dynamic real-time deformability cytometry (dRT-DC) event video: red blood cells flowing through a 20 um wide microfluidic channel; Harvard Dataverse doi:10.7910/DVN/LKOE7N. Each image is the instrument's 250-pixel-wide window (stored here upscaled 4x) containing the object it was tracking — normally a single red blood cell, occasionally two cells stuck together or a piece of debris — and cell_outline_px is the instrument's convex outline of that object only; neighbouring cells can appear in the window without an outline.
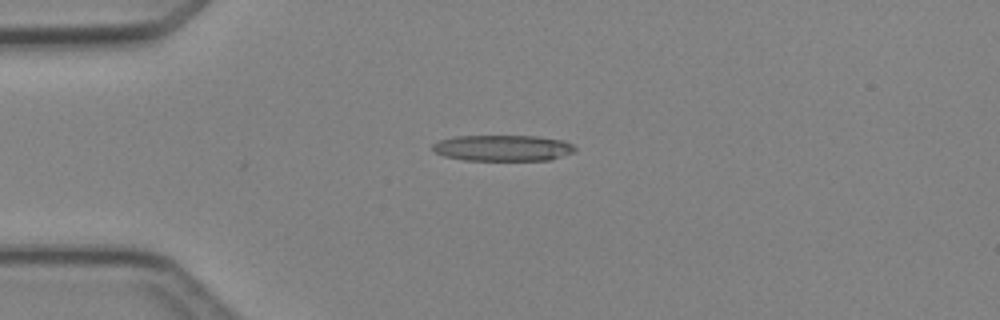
{"species": "Egyptian fruit bat (a non-hibernating species)", "species_latin": "Rousettus aegyptiacus", "temperature_condition": "cold", "stored_images_in_passage": 3, "camera_frame_rate_fps": 3000, "um_per_image_px": 0.085, "animal": {"sex": "female"}, "frame": {"image": 1, "passage_image": 1, "time_ms": 0.0, "image_size_px": [1000, 320], "cell_outline_px": [[576, 152], [548, 160], [464, 160], [444, 156], [436, 152], [432, 148], [432, 144], [440, 140], [452, 136], [536, 136], [564, 140], [572, 144], [576, 148]], "centroid_in_image_um": [42.76, 12.57], "position_along_channel_um": 42.2, "area_um2": 21.68}}
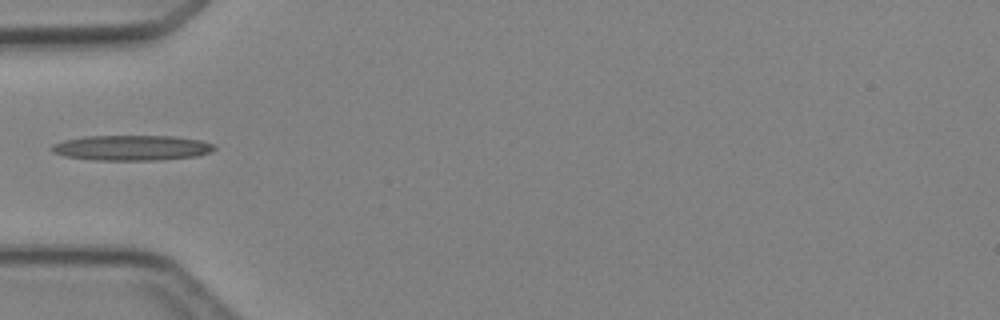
{"frame": {"image": 2, "passage_image": 2, "time_ms": 1.333, "image_size_px": [1000, 320], "cell_outline_px": [[216, 148], [212, 152], [196, 156], [156, 160], [96, 160], [64, 156], [52, 152], [52, 144], [64, 140], [84, 136], [172, 136], [200, 140], [212, 144]], "centroid_in_image_um": [11.18, 12.56], "position_along_channel_um": 73.8, "area_um2": 23.87}}
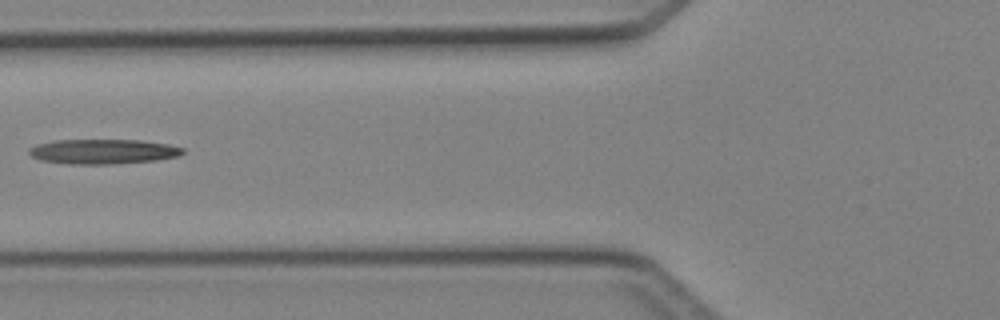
{"frame": {"image": 3, "passage_image": 3, "time_ms": 2.333, "image_size_px": [1000, 320], "cell_outline_px": [[184, 152], [180, 156], [156, 160], [108, 164], [68, 164], [40, 160], [32, 156], [28, 152], [28, 148], [36, 144], [52, 140], [140, 140], [168, 144], [184, 148]], "centroid_in_image_um": [8.74, 12.87], "position_along_channel_um": 117.1, "area_um2": 22.31}}